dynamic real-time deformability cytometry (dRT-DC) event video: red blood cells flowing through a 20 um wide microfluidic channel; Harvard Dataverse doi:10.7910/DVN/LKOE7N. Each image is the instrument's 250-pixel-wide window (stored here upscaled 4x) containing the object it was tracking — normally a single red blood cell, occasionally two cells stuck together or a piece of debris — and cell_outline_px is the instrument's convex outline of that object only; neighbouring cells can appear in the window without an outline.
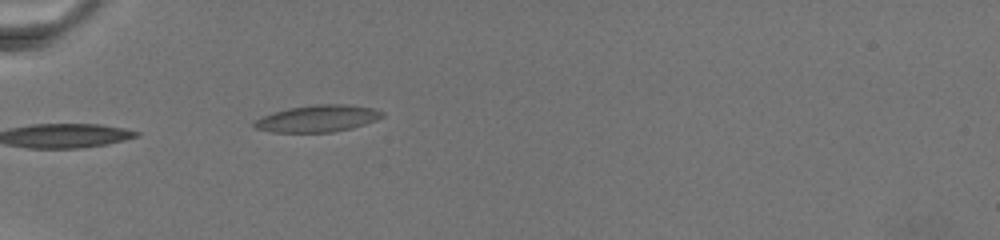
{"species": "common noctule bat (a hibernating species)", "species_latin": "Nyctalus noctula", "temperature_condition": "warm", "stored_images_in_passage": 11, "camera_frame_rate_fps": 3000, "um_per_image_px": 0.085, "animal": {"sex": "female", "body_mass_g": 19.5, "forearm_length_mm": 54.1}, "frame": {"image": 1, "passage_image": 2, "time_ms": 1.333, "image_size_px": [1000, 240], "cell_outline_px": [[384, 116], [376, 120], [352, 128], [332, 132], [272, 132], [256, 128], [252, 124], [256, 120], [264, 116], [288, 108], [312, 104], [348, 104], [376, 108], [384, 112]], "centroid_in_image_um": [27.06, 10.06], "position_along_channel_um": 57.9, "area_um2": 20.0}}
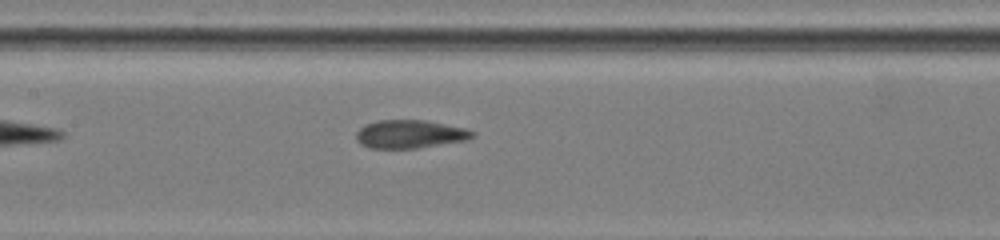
{"frame": {"image": 2, "passage_image": 7, "time_ms": 6.0, "image_size_px": [1000, 240], "cell_outline_px": [[476, 136], [468, 140], [416, 148], [368, 148], [360, 144], [356, 140], [356, 132], [364, 124], [376, 120], [424, 120], [464, 128], [476, 132]], "centroid_in_image_um": [34.83, 11.4], "position_along_channel_um": 172.6, "area_um2": 19.25}}
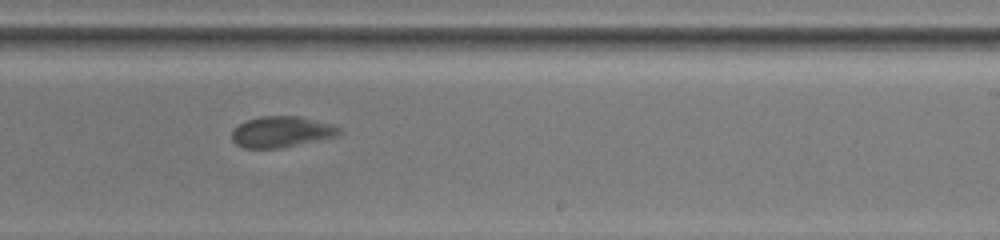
{"frame": {"image": 3, "passage_image": 10, "time_ms": 9.333, "image_size_px": [1000, 240], "cell_outline_px": [[344, 132], [336, 136], [280, 148], [244, 148], [236, 144], [232, 140], [232, 128], [244, 120], [260, 116], [300, 116], [332, 124], [344, 128]], "centroid_in_image_um": [23.92, 11.19], "position_along_channel_um": 265.1, "area_um2": 19.65}}